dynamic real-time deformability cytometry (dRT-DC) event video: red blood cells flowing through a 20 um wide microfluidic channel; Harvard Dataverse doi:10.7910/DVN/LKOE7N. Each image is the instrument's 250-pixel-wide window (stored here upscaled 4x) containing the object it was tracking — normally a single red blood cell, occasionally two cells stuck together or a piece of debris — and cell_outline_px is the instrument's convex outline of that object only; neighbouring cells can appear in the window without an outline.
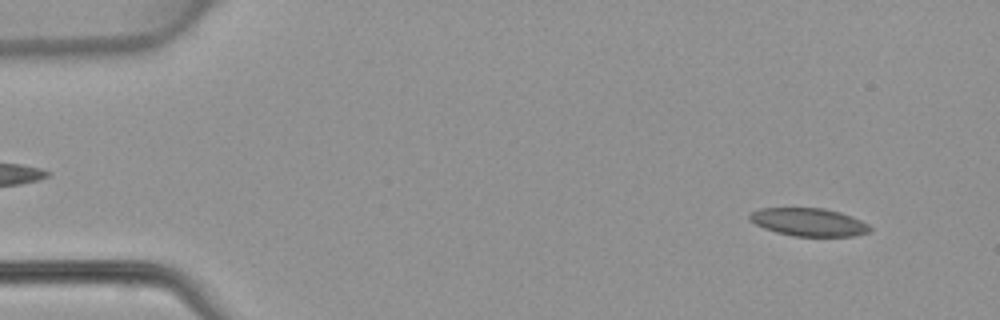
{"species": "common noctule bat (a hibernating species)", "species_latin": "Nyctalus noctula", "temperature_condition": "warm", "stored_images_in_passage": 49, "camera_frame_rate_fps": 3000, "um_per_image_px": 0.085, "animal": {"sex": "female", "body_mass_g": 22.7, "forearm_length_mm": 54.2}, "frame": {"image": 1, "passage_image": 4, "time_ms": 1.0, "image_size_px": [1000, 320], "cell_outline_px": [[872, 232], [856, 236], [792, 236], [776, 232], [764, 228], [748, 220], [748, 216], [752, 212], [760, 208], [824, 208], [840, 212], [852, 216], [868, 224], [872, 228]], "centroid_in_image_um": [68.77, 18.88], "position_along_channel_um": 16.2, "area_um2": 19.77}}
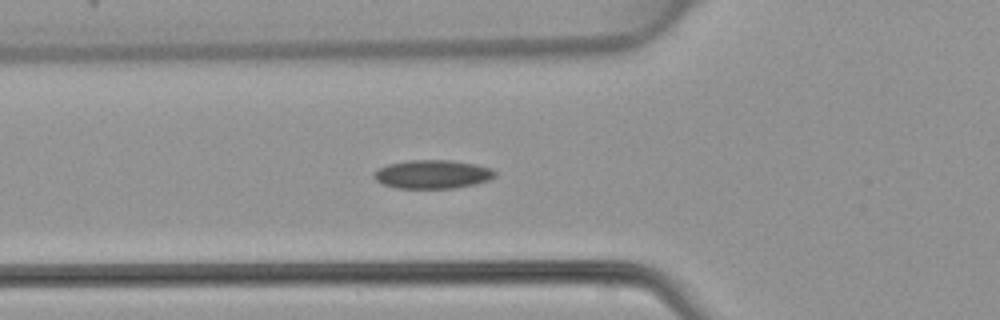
{"frame": {"image": 2, "passage_image": 17, "time_ms": 5.333, "image_size_px": [1000, 320], "cell_outline_px": [[496, 176], [488, 180], [476, 184], [452, 188], [396, 188], [380, 184], [372, 176], [380, 168], [388, 164], [408, 160], [448, 160], [476, 164], [492, 168], [496, 172]], "centroid_in_image_um": [36.77, 14.81], "position_along_channel_um": 89.0, "area_um2": 20.23}}
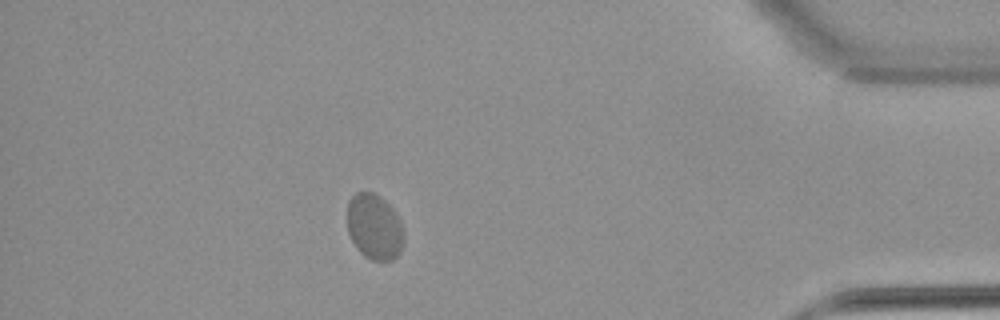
{"frame": {"image": 3, "passage_image": 43, "time_ms": 14.0, "image_size_px": [1000, 320], "cell_outline_px": [[404, 240], [400, 252], [392, 260], [372, 260], [364, 256], [356, 248], [348, 232], [348, 200], [356, 192], [372, 192], [380, 196], [396, 212], [400, 220], [404, 232]], "centroid_in_image_um": [31.83, 19.28], "position_along_channel_um": 403.4, "area_um2": 21.73}}